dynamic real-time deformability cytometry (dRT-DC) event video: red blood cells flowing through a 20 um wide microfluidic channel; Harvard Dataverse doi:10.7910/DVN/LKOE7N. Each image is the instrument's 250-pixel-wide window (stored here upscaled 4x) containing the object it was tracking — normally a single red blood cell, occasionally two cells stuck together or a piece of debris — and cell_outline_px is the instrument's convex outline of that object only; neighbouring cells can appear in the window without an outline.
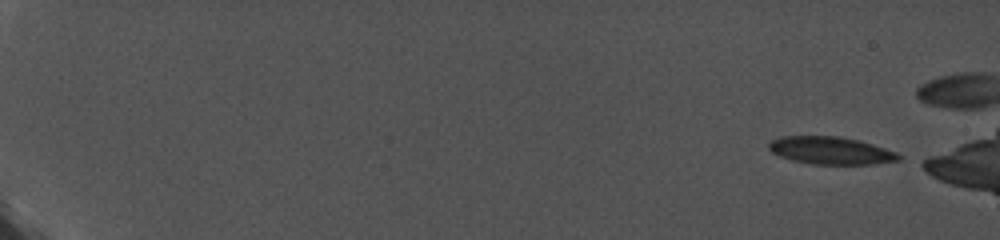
{"species": "common noctule bat (a hibernating species)", "species_latin": "Nyctalus noctula", "temperature_condition": "cold", "stored_images_in_passage": 46, "camera_frame_rate_fps": 5000, "um_per_image_px": 0.085, "animal": {"sex": "female", "body_mass_g": 19.0, "forearm_length_mm": 56.7}, "frame": {"image": 1, "passage_image": 1, "time_ms": 0.0, "image_size_px": [1000, 240], "cell_outline_px": [[904, 156], [900, 160], [876, 164], [812, 164], [792, 160], [780, 156], [772, 152], [768, 148], [768, 144], [772, 140], [780, 136], [840, 136], [860, 140], [896, 152]], "centroid_in_image_um": [70.64, 12.79], "position_along_channel_um": 14.4, "area_um2": 20.98}}
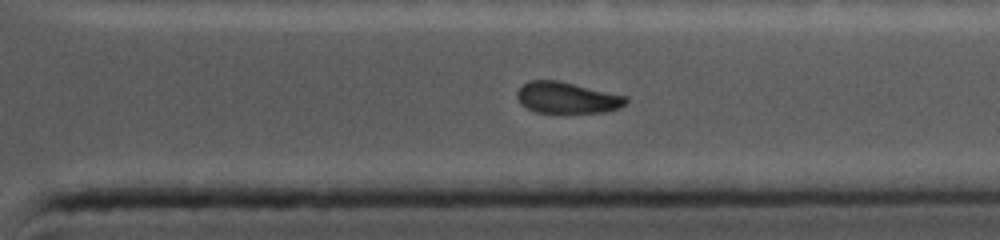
{"frame": {"image": 2, "passage_image": 40, "time_ms": 7.8, "image_size_px": [1000, 240], "cell_outline_px": [[628, 100], [620, 108], [608, 112], [536, 112], [520, 104], [516, 96], [516, 92], [524, 84], [532, 80], [556, 80], [628, 96]], "centroid_in_image_um": [48.21, 8.31], "position_along_channel_um": 363.2, "area_um2": 19.71}}
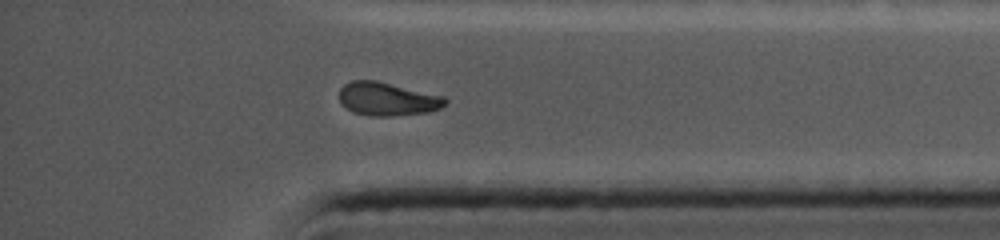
{"frame": {"image": 3, "passage_image": 43, "time_ms": 8.4, "image_size_px": [1000, 240], "cell_outline_px": [[448, 100], [440, 108], [428, 112], [392, 116], [368, 116], [352, 112], [340, 100], [340, 88], [344, 84], [352, 80], [376, 80], [444, 96]], "centroid_in_image_um": [32.92, 8.41], "position_along_channel_um": 402.3, "area_um2": 20.52}}